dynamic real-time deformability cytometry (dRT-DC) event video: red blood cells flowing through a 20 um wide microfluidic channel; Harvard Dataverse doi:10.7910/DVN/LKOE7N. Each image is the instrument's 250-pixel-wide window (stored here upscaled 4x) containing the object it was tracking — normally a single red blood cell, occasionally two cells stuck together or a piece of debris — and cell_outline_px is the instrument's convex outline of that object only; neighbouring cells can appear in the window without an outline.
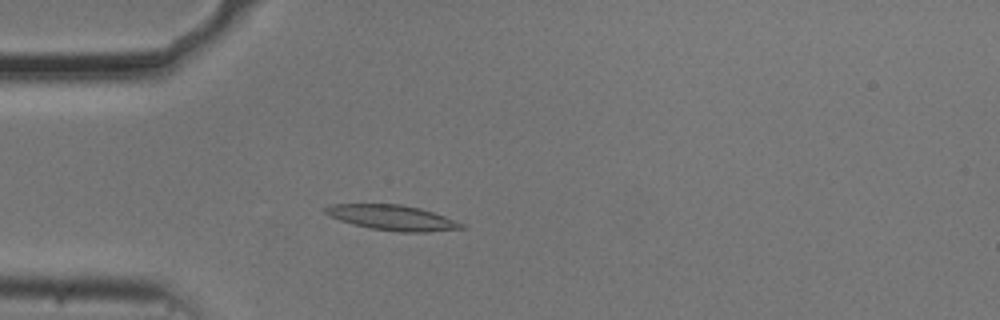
{"species": "common noctule bat (a hibernating species)", "species_latin": "Nyctalus noctula", "temperature_condition": "cold", "stored_images_in_passage": 53, "camera_frame_rate_fps": 3000, "um_per_image_px": 0.085, "animal": {"sex": "male", "body_mass_g": 20.5, "forearm_length_mm": 52.5}, "frame": {"image": 1, "passage_image": 14, "time_ms": 4.333, "image_size_px": [1000, 320], "cell_outline_px": [[468, 228], [428, 232], [400, 232], [372, 228], [352, 224], [340, 220], [324, 212], [324, 208], [332, 204], [400, 204], [420, 208], [444, 216], [464, 224]], "centroid_in_image_um": [33.38, 18.5], "position_along_channel_um": 51.6, "area_um2": 19.83}}
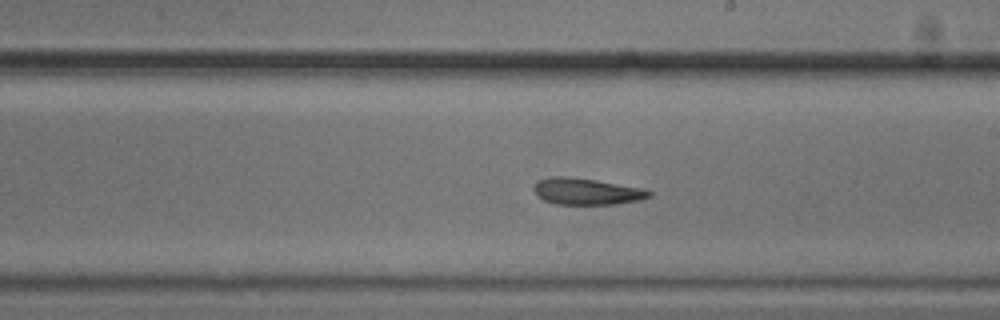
{"frame": {"image": 2, "passage_image": 30, "time_ms": 9.667, "image_size_px": [1000, 320], "cell_outline_px": [[652, 196], [640, 200], [616, 204], [556, 204], [544, 200], [532, 188], [532, 184], [540, 180], [552, 176], [564, 176], [596, 180], [644, 188], [652, 192]], "centroid_in_image_um": [49.89, 16.27], "position_along_channel_um": 239.1, "area_um2": 17.8}}
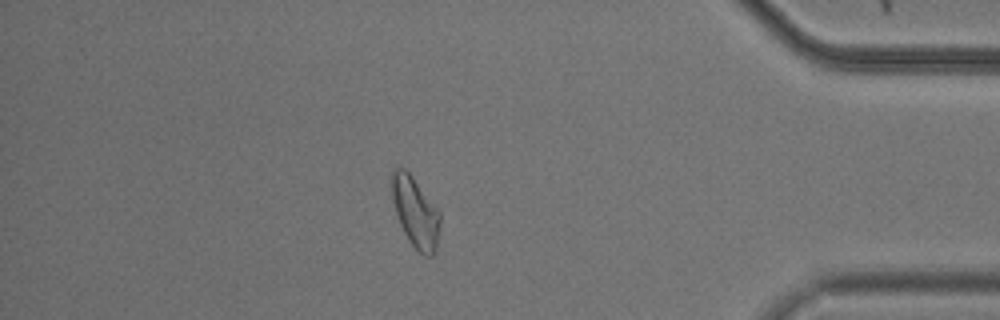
{"frame": {"image": 3, "passage_image": 46, "time_ms": 15.0, "image_size_px": [1000, 320], "cell_outline_px": [[440, 224], [436, 244], [432, 256], [424, 256], [408, 240], [396, 216], [392, 200], [388, 180], [388, 176], [396, 168], [404, 168], [412, 176], [440, 212]], "centroid_in_image_um": [35.25, 17.97], "position_along_channel_um": 400.0, "area_um2": 19.88}, "authors_computed_cell_mechanics": {"area_um2": 19.2474, "velocity_mm_per_s": 3.6914, "shape_relaxation_time_tau1_ms": null, "shape_relaxation_time_tau2_ms": 8.3381, "deformation_change_tau1": null, "deformation_change_tau2": 0.179}}